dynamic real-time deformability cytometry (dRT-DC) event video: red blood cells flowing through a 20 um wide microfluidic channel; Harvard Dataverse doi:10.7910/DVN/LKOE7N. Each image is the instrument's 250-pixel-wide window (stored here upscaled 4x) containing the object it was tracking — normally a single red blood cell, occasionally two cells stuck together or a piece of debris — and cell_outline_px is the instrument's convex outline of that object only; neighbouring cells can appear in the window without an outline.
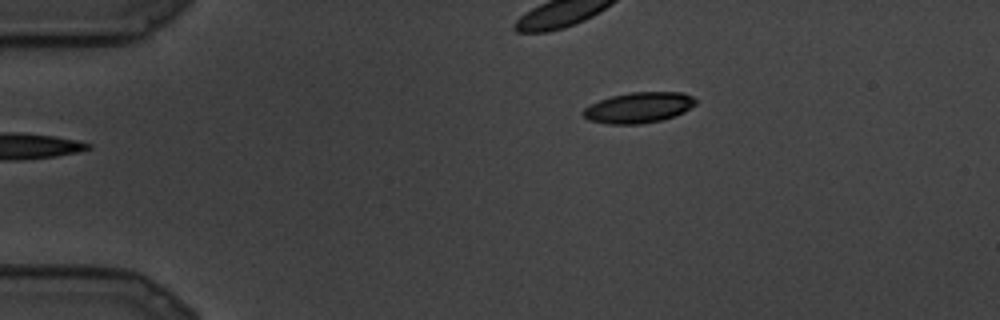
{"species": "common noctule bat (a hibernating species)", "species_latin": "Nyctalus noctula", "temperature_condition": "cold", "stored_images_in_passage": 4, "camera_frame_rate_fps": 3000, "um_per_image_px": 0.085, "animal": {"sex": "male", "body_mass_g": 19.5, "forearm_length_mm": 54.6}, "frame": {"image": 1, "passage_image": 1, "time_ms": 0.0, "image_size_px": [1000, 320], "cell_outline_px": [[696, 104], [684, 112], [660, 120], [640, 124], [608, 124], [588, 120], [580, 112], [584, 108], [600, 100], [612, 96], [628, 92], [684, 92], [692, 96], [696, 100]], "centroid_in_image_um": [54.28, 9.14], "position_along_channel_um": 30.7, "area_um2": 20.06}}